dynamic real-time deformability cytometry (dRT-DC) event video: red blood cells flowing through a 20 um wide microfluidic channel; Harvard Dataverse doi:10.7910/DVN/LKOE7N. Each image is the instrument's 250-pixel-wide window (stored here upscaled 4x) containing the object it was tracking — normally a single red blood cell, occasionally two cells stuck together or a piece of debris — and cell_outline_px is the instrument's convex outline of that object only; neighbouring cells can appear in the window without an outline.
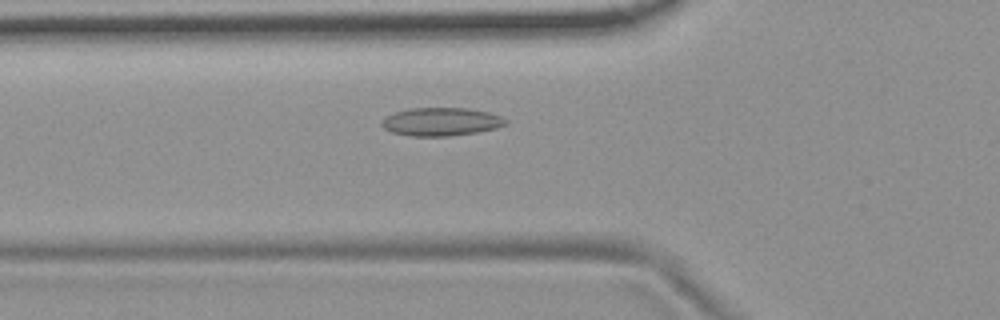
{"species": "common noctule bat (a hibernating species)", "species_latin": "Nyctalus noctula", "temperature_condition": "room temperature", "stored_images_in_passage": 52, "camera_frame_rate_fps": 3000, "um_per_image_px": 0.085, "animal": {"sex": "female", "body_mass_g": 19.9}, "frame": {"image": 1, "passage_image": 17, "time_ms": 5.333, "image_size_px": [1000, 320], "cell_outline_px": [[508, 124], [496, 128], [476, 132], [448, 136], [408, 136], [392, 132], [384, 128], [380, 124], [380, 120], [396, 112], [412, 108], [468, 108], [488, 112], [500, 116], [508, 120]], "centroid_in_image_um": [37.5, 10.35], "position_along_channel_um": 88.3, "area_um2": 20.35}}
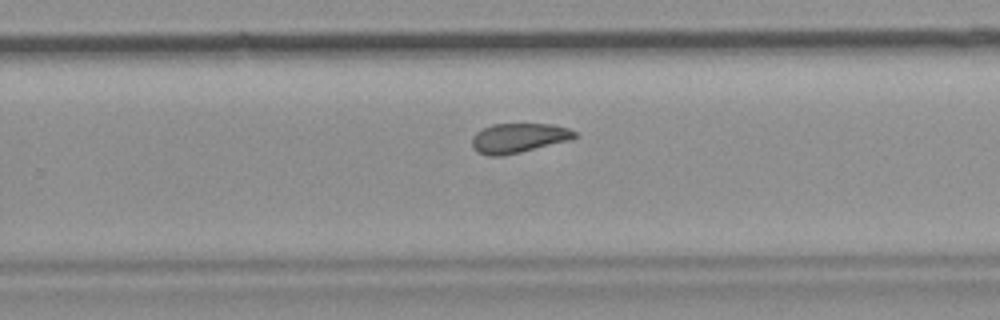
{"frame": {"image": 2, "passage_image": 33, "time_ms": 10.667, "image_size_px": [1000, 320], "cell_outline_px": [[576, 136], [568, 140], [520, 152], [496, 156], [492, 156], [476, 152], [472, 148], [472, 136], [476, 132], [492, 124], [552, 124], [568, 128], [576, 132]], "centroid_in_image_um": [44.03, 11.72], "position_along_channel_um": 285.8, "area_um2": 17.46}}
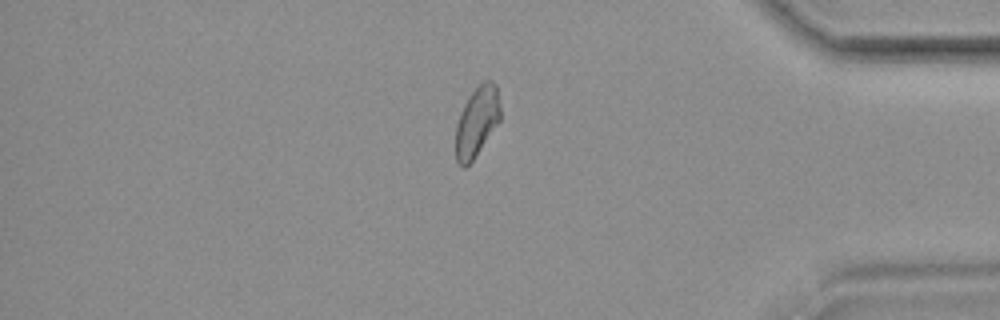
{"frame": {"image": 3, "passage_image": 44, "time_ms": 14.333, "image_size_px": [1000, 320], "cell_outline_px": [[500, 120], [472, 160], [464, 168], [456, 160], [456, 124], [460, 112], [464, 104], [472, 92], [484, 80], [492, 80], [496, 84], [500, 108]], "centroid_in_image_um": [40.53, 10.31], "position_along_channel_um": 394.7, "area_um2": 17.86}, "authors_computed_cell_mechanics": {"area_um2": 18.8717, "velocity_mm_per_s": 3.7036, "shape_relaxation_time_tau1_ms": null, "shape_relaxation_time_tau2_ms": 2.8619, "deformation_change_tau1": null, "deformation_change_tau2": 0.0779}}